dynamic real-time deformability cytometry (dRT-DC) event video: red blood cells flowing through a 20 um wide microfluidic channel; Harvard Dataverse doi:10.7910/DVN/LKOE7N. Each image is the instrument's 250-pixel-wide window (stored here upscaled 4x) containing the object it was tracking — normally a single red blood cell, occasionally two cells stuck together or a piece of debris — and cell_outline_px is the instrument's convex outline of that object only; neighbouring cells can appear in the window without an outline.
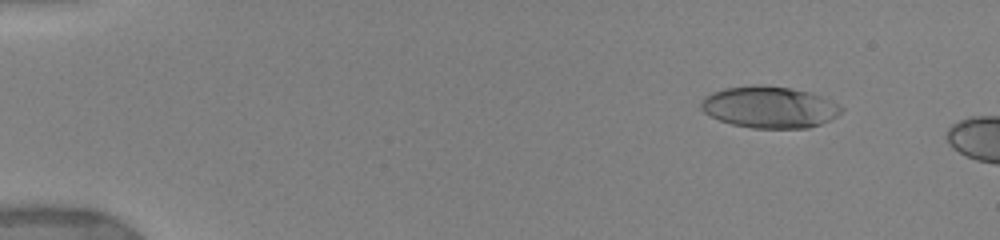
{"species": "human", "species_latin": "Homo sapiens", "temperature_condition": "warm", "stored_images_in_passage": 61, "camera_frame_rate_fps": 3000, "um_per_image_px": 0.085, "donor": {"sex": "female"}, "frame": {"image": 1, "passage_image": 1, "time_ms": 0.0, "image_size_px": [1000, 240], "cell_outline_px": [[844, 108], [836, 116], [820, 124], [808, 128], [752, 128], [732, 124], [720, 120], [704, 112], [700, 108], [700, 104], [704, 96], [712, 92], [724, 88], [756, 84], [764, 84], [792, 88], [808, 92], [820, 96]], "centroid_in_image_um": [65.35, 9.1], "position_along_channel_um": 19.6, "area_um2": 33.93}}
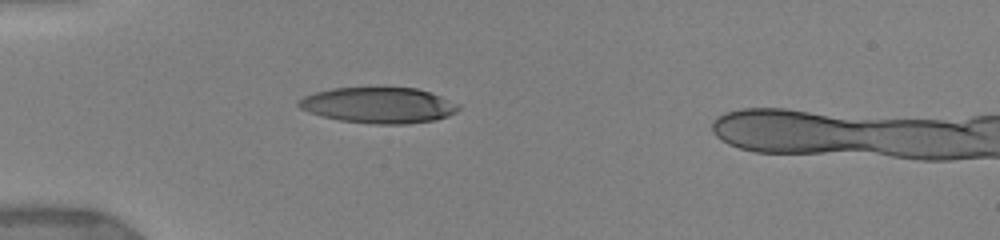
{"frame": {"image": 2, "passage_image": 27, "time_ms": 3.333, "image_size_px": [1000, 240], "cell_outline_px": [[460, 108], [456, 112], [448, 116], [436, 120], [404, 124], [376, 124], [340, 120], [308, 112], [300, 108], [296, 104], [296, 100], [304, 96], [316, 92], [332, 88], [376, 84], [416, 88], [440, 96], [460, 104]], "centroid_in_image_um": [32.17, 8.89], "position_along_channel_um": 52.8, "area_um2": 34.45}}